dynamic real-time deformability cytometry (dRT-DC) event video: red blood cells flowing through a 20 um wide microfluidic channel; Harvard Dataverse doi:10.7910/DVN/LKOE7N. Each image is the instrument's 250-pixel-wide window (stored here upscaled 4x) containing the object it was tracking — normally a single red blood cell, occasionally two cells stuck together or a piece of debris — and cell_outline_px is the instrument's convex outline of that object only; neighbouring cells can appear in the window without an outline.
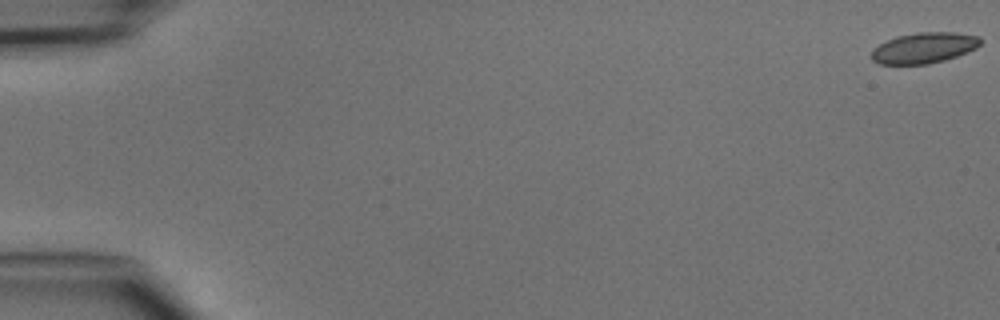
{"species": "common noctule bat (a hibernating species)", "species_latin": "Nyctalus noctula", "temperature_condition": "cold", "stored_images_in_passage": 6, "camera_frame_rate_fps": 3000, "um_per_image_px": 0.085, "animal": {"sex": "male", "body_mass_g": 15.6}, "frame": {"image": 1, "passage_image": 1, "time_ms": 0.0, "image_size_px": [1000, 320], "cell_outline_px": [[984, 40], [976, 48], [956, 56], [944, 60], [928, 64], [880, 64], [872, 60], [872, 48], [896, 36], [916, 32], [956, 32], [980, 36]], "centroid_in_image_um": [78.56, 4.05], "position_along_channel_um": 6.4, "area_um2": 19.59}}
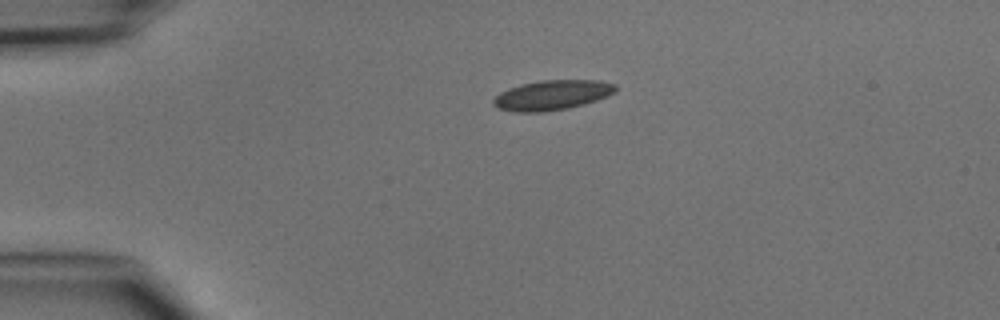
{"frame": {"image": 2, "passage_image": 4, "time_ms": 3.667, "image_size_px": [1000, 320], "cell_outline_px": [[616, 92], [608, 96], [584, 104], [568, 108], [544, 112], [516, 112], [500, 108], [492, 104], [492, 100], [500, 92], [508, 88], [520, 84], [540, 80], [600, 80], [616, 84]], "centroid_in_image_um": [46.94, 8.07], "position_along_channel_um": 38.1, "area_um2": 21.39}}